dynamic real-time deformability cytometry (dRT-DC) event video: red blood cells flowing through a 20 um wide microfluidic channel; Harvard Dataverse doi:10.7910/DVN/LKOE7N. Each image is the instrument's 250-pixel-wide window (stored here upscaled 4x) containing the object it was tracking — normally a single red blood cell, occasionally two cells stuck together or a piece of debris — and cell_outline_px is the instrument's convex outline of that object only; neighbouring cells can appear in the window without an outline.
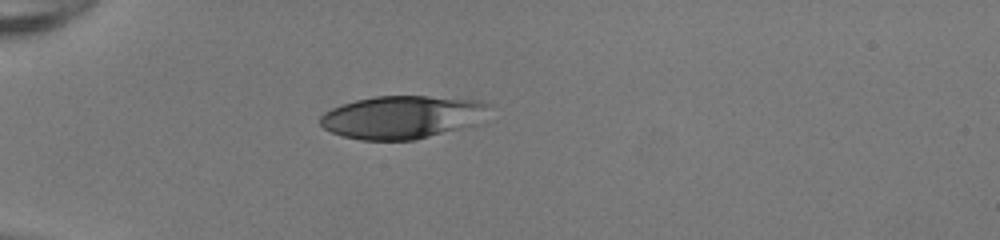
{"species": "human", "species_latin": "Homo sapiens", "temperature_condition": "room temperature", "stored_images_in_passage": 35, "camera_frame_rate_fps": 3000, "um_per_image_px": 0.085, "donor": {"sex": "female"}, "frame": {"image": 1, "passage_image": 1, "time_ms": 0.0, "image_size_px": [1000, 240], "cell_outline_px": [[488, 104], [472, 124], [460, 128], [412, 140], [360, 140], [344, 136], [332, 132], [324, 128], [320, 124], [320, 116], [324, 112], [332, 108], [356, 100], [376, 96], [428, 96], [480, 100]], "centroid_in_image_um": [34.06, 9.95], "position_along_channel_um": 50.9, "area_um2": 41.27}}
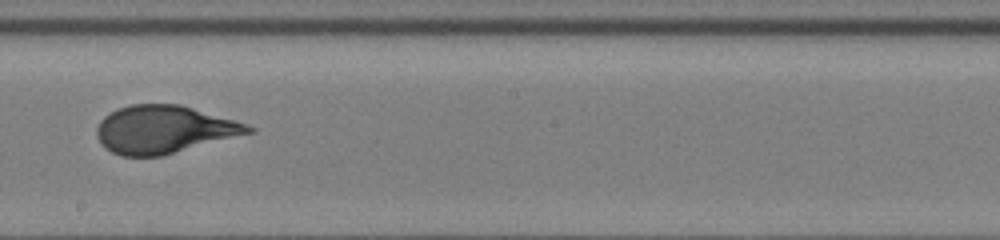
{"frame": {"image": 2, "passage_image": 16, "time_ms": 5.0, "image_size_px": [1000, 240], "cell_outline_px": [[256, 132], [160, 156], [120, 156], [104, 148], [96, 136], [96, 128], [100, 120], [104, 116], [116, 108], [132, 104], [180, 104], [248, 124], [256, 128]], "centroid_in_image_um": [13.93, 11.0], "position_along_channel_um": 234.3, "area_um2": 42.43}}
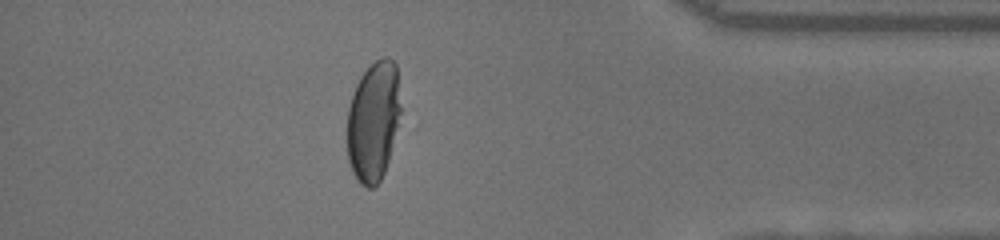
{"frame": {"image": 3, "passage_image": 30, "time_ms": 9.667, "image_size_px": [1000, 240], "cell_outline_px": [[400, 112], [388, 160], [384, 172], [380, 180], [372, 188], [368, 188], [360, 184], [356, 180], [352, 172], [348, 160], [348, 108], [356, 84], [360, 76], [376, 60], [384, 56], [388, 56], [396, 64], [400, 108]], "centroid_in_image_um": [31.72, 10.31], "position_along_channel_um": 403.5, "area_um2": 36.99}, "authors_computed_cell_mechanics": {"area_um2": 42.3096, "velocity_mm_per_s": 4.1811, "shape_relaxation_time_tau1_ms": 4.7821, "shape_relaxation_time_tau2_ms": null, "deformation_change_tau1": 0.2167, "deformation_change_tau2": null}}